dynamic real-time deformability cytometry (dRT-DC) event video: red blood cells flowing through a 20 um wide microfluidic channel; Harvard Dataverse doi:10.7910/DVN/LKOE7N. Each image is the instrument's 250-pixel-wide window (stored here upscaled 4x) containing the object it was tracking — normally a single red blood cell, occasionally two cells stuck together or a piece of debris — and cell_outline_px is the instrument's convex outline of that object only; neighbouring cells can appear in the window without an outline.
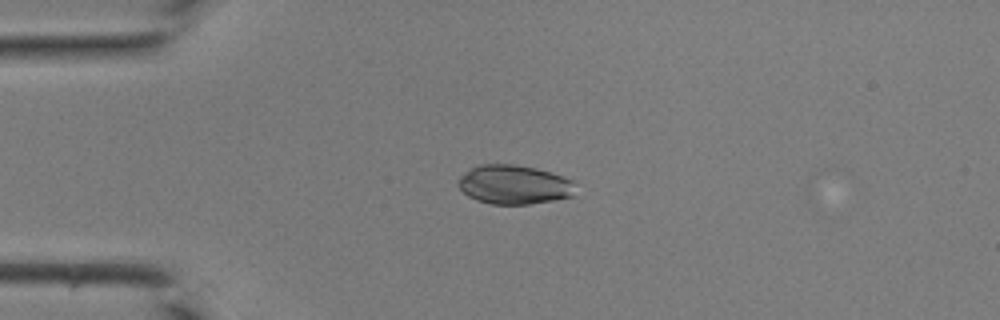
{"species": "common noctule bat (a hibernating species)", "species_latin": "Nyctalus noctula", "temperature_condition": "room temperature", "stored_images_in_passage": 28, "camera_frame_rate_fps": 3000, "um_per_image_px": 0.085, "animal": {"sex": "male", "body_mass_g": 19.0, "forearm_length_mm": 50.8}, "frame": {"image": 1, "passage_image": 1, "time_ms": 0.0, "image_size_px": [1000, 320], "cell_outline_px": [[572, 196], [552, 200], [528, 204], [492, 204], [476, 200], [468, 196], [460, 188], [460, 176], [468, 168], [480, 164], [512, 164], [536, 168], [572, 180]], "centroid_in_image_um": [43.63, 15.68], "position_along_channel_um": 41.4, "area_um2": 26.3}}
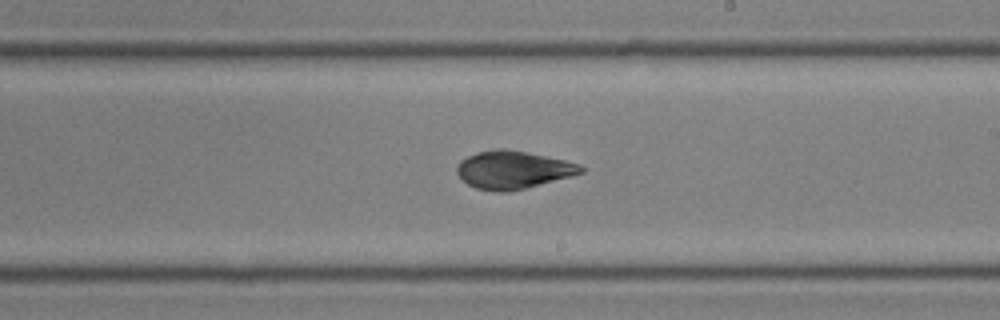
{"frame": {"image": 2, "passage_image": 16, "time_ms": 5.0, "image_size_px": [1000, 320], "cell_outline_px": [[584, 172], [572, 176], [508, 192], [496, 192], [476, 188], [468, 184], [456, 172], [456, 168], [460, 160], [468, 156], [480, 152], [496, 148], [500, 148], [524, 152], [564, 160], [580, 164], [584, 168]], "centroid_in_image_um": [43.6, 14.44], "position_along_channel_um": 245.4, "area_um2": 26.99}}
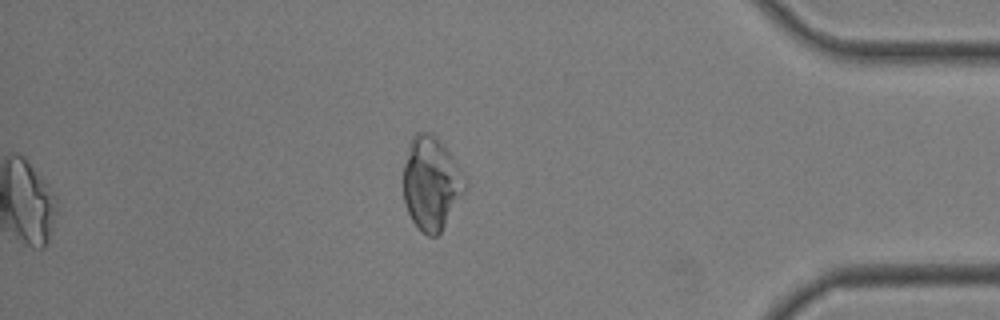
{"frame": {"image": 3, "passage_image": 28, "time_ms": 9.0, "image_size_px": [1000, 320], "cell_outline_px": [[468, 184], [464, 192], [440, 232], [436, 236], [428, 236], [420, 232], [412, 220], [408, 212], [404, 200], [404, 164], [412, 136], [416, 132], [428, 132], [448, 152]], "centroid_in_image_um": [36.63, 15.63], "position_along_channel_um": 398.6, "area_um2": 32.6}}